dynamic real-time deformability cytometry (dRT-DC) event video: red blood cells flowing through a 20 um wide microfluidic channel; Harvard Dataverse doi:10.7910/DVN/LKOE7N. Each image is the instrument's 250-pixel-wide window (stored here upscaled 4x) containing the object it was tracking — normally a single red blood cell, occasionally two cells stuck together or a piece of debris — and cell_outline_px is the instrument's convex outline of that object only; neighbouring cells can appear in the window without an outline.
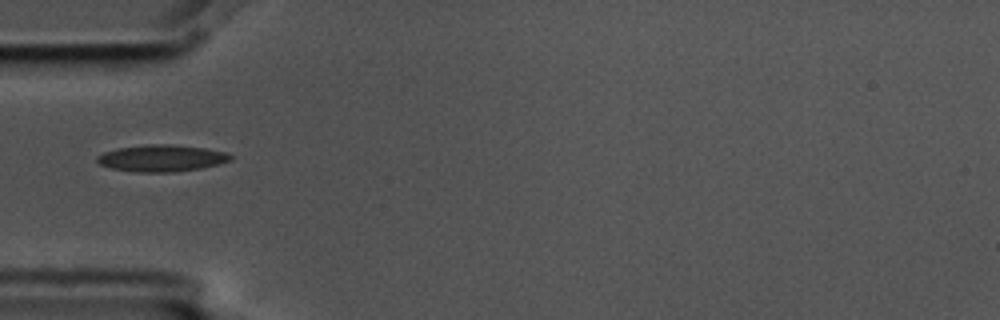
{"species": "common noctule bat (a hibernating species)", "species_latin": "Nyctalus noctula", "temperature_condition": "cold", "stored_images_in_passage": 3, "camera_frame_rate_fps": 3000, "um_per_image_px": 0.085, "animal": {"sex": "male", "body_mass_g": 17.5, "forearm_length_mm": 52.3}, "frame": {"image": 1, "passage_image": 1, "time_ms": 0.0, "image_size_px": [1000, 320], "cell_outline_px": [[232, 160], [200, 168], [172, 172], [136, 172], [112, 168], [100, 164], [96, 160], [96, 156], [104, 152], [116, 148], [148, 144], [168, 144], [204, 148], [228, 152], [232, 156]], "centroid_in_image_um": [13.72, 13.44], "position_along_channel_um": 71.3, "area_um2": 20.69}}